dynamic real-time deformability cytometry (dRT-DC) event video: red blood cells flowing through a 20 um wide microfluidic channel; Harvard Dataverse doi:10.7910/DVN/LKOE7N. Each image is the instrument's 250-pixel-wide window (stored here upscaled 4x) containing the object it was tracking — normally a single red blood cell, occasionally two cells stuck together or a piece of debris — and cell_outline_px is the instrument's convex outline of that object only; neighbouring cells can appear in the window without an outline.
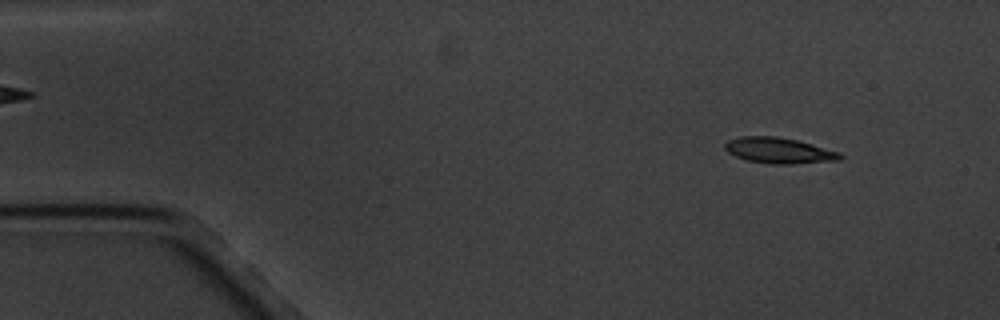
{"species": "common noctule bat (a hibernating species)", "species_latin": "Nyctalus noctula", "temperature_condition": "cold", "stored_images_in_passage": 4, "camera_frame_rate_fps": 3000, "um_per_image_px": 0.085, "animal": {"sex": "male", "body_mass_g": 20.1, "forearm_length_mm": 53.5}, "frame": {"image": 1, "passage_image": 1, "time_ms": 0.0, "image_size_px": [1000, 320], "cell_outline_px": [[844, 156], [840, 160], [788, 164], [772, 164], [748, 160], [736, 156], [728, 152], [724, 148], [724, 144], [728, 140], [740, 136], [776, 136], [796, 140], [840, 152]], "centroid_in_image_um": [66.2, 12.79], "position_along_channel_um": 18.8, "area_um2": 17.17}}
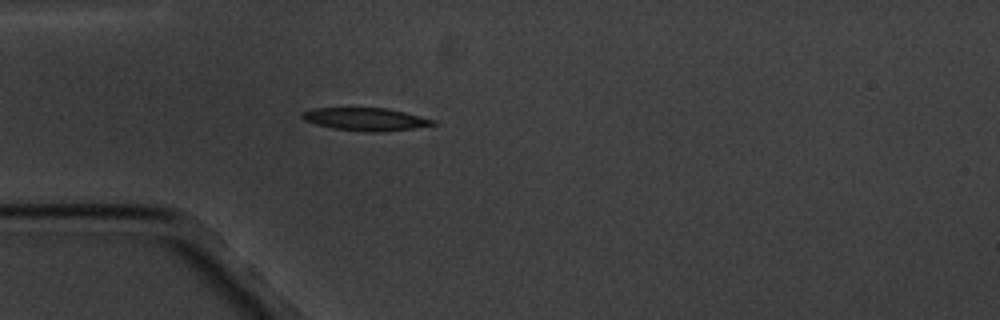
{"frame": {"image": 2, "passage_image": 4, "time_ms": 3.333, "image_size_px": [1000, 320], "cell_outline_px": [[436, 124], [412, 128], [380, 132], [372, 132], [332, 128], [316, 124], [304, 120], [300, 116], [300, 112], [312, 108], [388, 108], [436, 120]], "centroid_in_image_um": [31.03, 10.12], "position_along_channel_um": 54.0, "area_um2": 17.28}}